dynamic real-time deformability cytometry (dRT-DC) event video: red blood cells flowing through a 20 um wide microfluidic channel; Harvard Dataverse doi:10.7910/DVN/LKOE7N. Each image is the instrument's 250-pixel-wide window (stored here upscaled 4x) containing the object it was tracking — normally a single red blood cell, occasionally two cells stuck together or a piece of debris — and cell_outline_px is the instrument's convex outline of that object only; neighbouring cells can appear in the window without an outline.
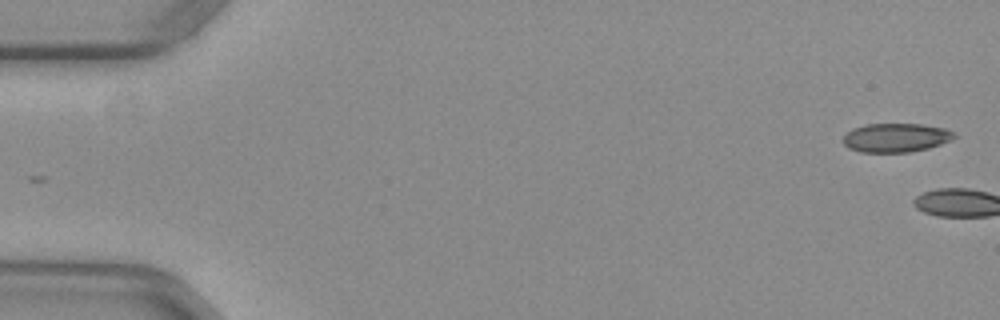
{"species": "common noctule bat (a hibernating species)", "species_latin": "Nyctalus noctula", "temperature_condition": "warm", "stored_images_in_passage": 3, "camera_frame_rate_fps": 3000, "um_per_image_px": 0.085, "animal": {"sex": "female", "body_mass_g": 29.2, "forearm_length_mm": 56.3}, "frame": {"image": 1, "passage_image": 1, "time_ms": 0.0, "image_size_px": [1000, 320], "cell_outline_px": [[956, 136], [952, 140], [928, 148], [908, 152], [860, 152], [848, 148], [844, 144], [844, 136], [852, 128], [864, 124], [920, 124], [944, 128], [952, 132]], "centroid_in_image_um": [76.13, 11.7], "position_along_channel_um": 8.9, "area_um2": 18.61}}